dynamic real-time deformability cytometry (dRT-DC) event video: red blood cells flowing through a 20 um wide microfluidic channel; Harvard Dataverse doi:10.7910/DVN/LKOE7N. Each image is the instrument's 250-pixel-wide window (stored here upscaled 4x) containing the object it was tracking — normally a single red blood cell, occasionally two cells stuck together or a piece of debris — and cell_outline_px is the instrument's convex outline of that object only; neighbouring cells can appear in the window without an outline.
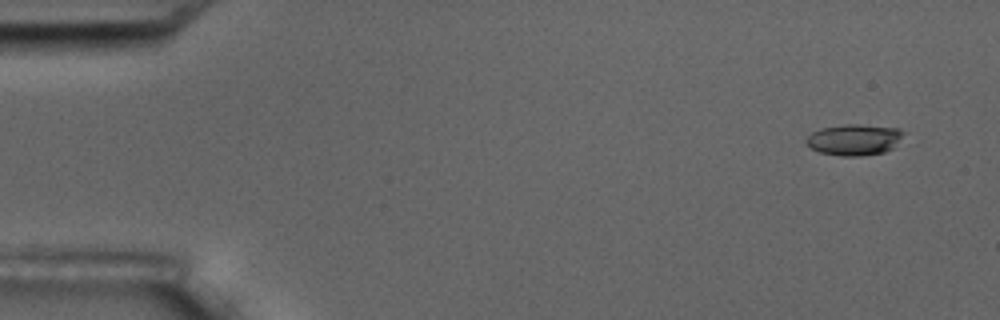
{"species": "common noctule bat (a hibernating species)", "species_latin": "Nyctalus noctula", "temperature_condition": "room temperature", "stored_images_in_passage": 4, "camera_frame_rate_fps": 3000, "um_per_image_px": 0.085, "animal": {"sex": "male", "body_mass_g": 17.5, "forearm_length_mm": 52.3}, "frame": {"image": 1, "passage_image": 1, "time_ms": 0.0, "image_size_px": [1000, 320], "cell_outline_px": [[904, 132], [892, 148], [884, 152], [860, 156], [840, 156], [820, 152], [812, 148], [804, 140], [812, 132], [820, 128], [844, 124], [856, 124], [900, 128]], "centroid_in_image_um": [72.58, 11.86], "position_along_channel_um": 12.4, "area_um2": 17.51}}